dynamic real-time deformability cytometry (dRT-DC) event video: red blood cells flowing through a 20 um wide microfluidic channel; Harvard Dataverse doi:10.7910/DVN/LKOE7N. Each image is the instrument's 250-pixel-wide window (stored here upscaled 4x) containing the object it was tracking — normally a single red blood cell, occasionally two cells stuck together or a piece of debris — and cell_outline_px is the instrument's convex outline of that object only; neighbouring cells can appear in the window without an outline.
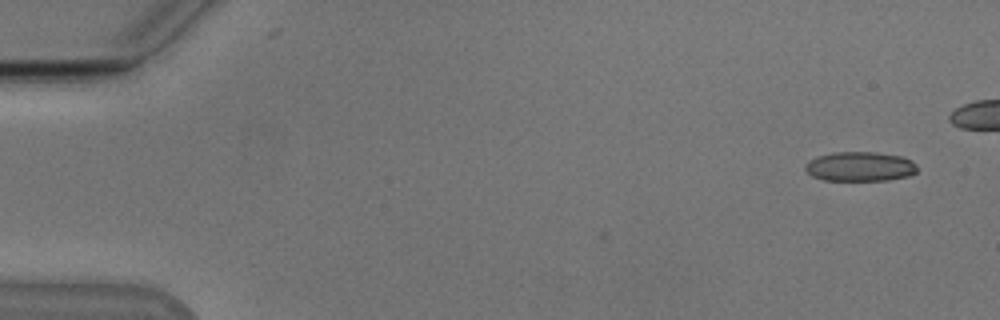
{"species": "Egyptian fruit bat (a non-hibernating species)", "species_latin": "Rousettus aegyptiacus", "temperature_condition": "cold", "stored_images_in_passage": 40, "camera_frame_rate_fps": 3000, "um_per_image_px": 0.085, "animal": {"sex": "male"}, "frame": {"image": 1, "passage_image": 1, "time_ms": 0.0, "image_size_px": [1000, 320], "cell_outline_px": [[916, 172], [908, 176], [888, 180], [824, 180], [812, 176], [804, 168], [804, 164], [808, 160], [820, 156], [836, 152], [876, 152], [900, 156], [916, 164]], "centroid_in_image_um": [73.07, 14.16], "position_along_channel_um": 11.9, "area_um2": 19.07}}
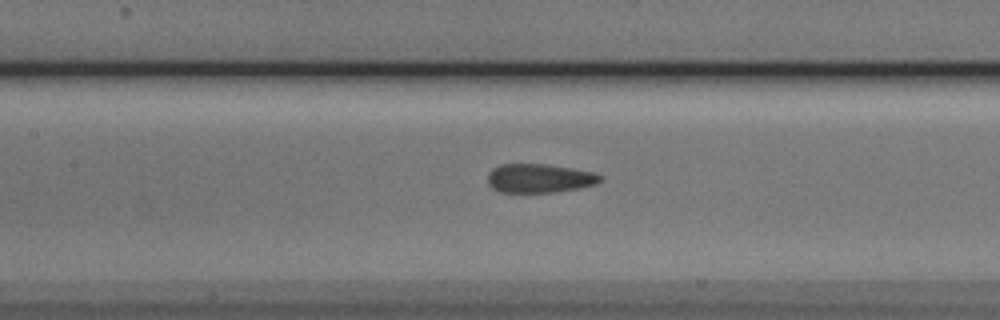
{"frame": {"image": 2, "passage_image": 23, "time_ms": 7.333, "image_size_px": [1000, 320], "cell_outline_px": [[604, 176], [596, 184], [580, 188], [552, 192], [500, 192], [492, 188], [488, 184], [488, 172], [492, 168], [500, 164], [544, 164], [572, 168], [592, 172]], "centroid_in_image_um": [45.83, 15.15], "position_along_channel_um": 161.6, "area_um2": 18.96}}
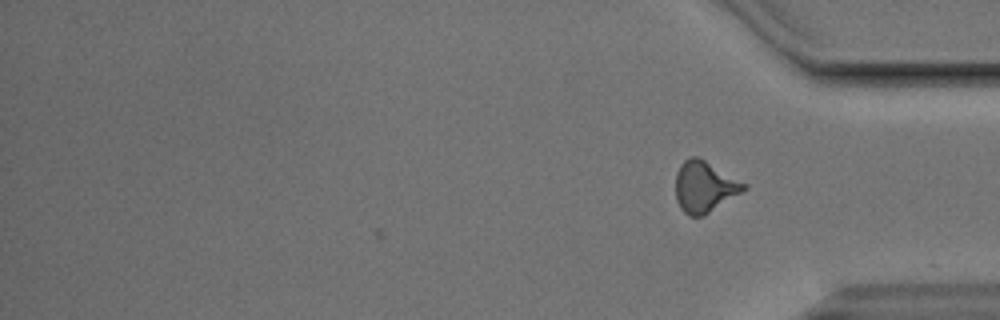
{"frame": {"image": 3, "passage_image": 40, "time_ms": 13.0, "image_size_px": [1000, 320], "cell_outline_px": [[748, 188], [704, 216], [688, 216], [680, 208], [676, 200], [676, 172], [680, 164], [684, 160], [692, 156], [700, 156], [748, 184]], "centroid_in_image_um": [59.89, 15.85], "position_along_channel_um": 375.3, "area_um2": 20.69}, "authors_computed_cell_mechanics": {"area_um2": 19.652, "velocity_mm_per_s": 3.8319, "shape_relaxation_time_tau1_ms": 5.2981, "shape_relaxation_time_tau2_ms": 1.6295, "deformation_change_tau1": 0.1371, "deformation_change_tau2": 0.0846}}